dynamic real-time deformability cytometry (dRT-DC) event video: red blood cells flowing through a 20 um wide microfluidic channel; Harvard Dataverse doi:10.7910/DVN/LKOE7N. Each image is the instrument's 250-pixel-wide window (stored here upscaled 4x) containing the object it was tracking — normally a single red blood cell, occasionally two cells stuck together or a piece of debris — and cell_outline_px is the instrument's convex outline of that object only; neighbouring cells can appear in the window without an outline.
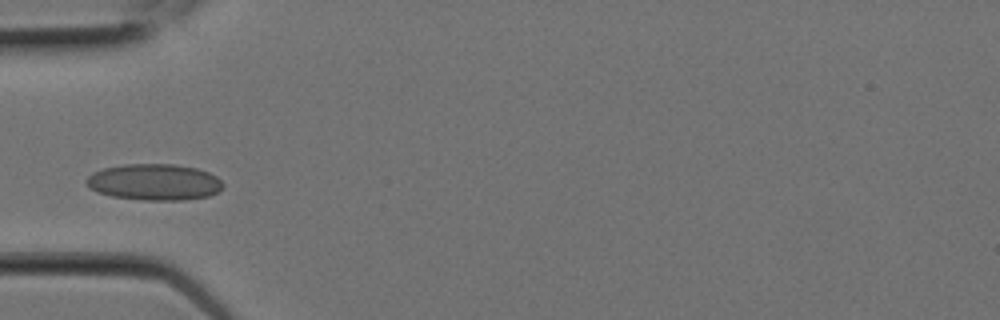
{"species": "Egyptian fruit bat (a non-hibernating species)", "species_latin": "Rousettus aegyptiacus", "temperature_condition": "room temperature", "stored_images_in_passage": 8, "camera_frame_rate_fps": 3000, "um_per_image_px": 0.085, "animal": {"sex": "female"}, "frame": {"image": 1, "passage_image": 5, "time_ms": 1.333, "image_size_px": [1000, 320], "cell_outline_px": [[224, 184], [216, 192], [208, 196], [184, 200], [144, 200], [112, 196], [100, 192], [92, 188], [84, 180], [92, 172], [104, 168], [124, 164], [176, 164], [196, 168], [208, 172], [216, 176]], "centroid_in_image_um": [13.12, 15.47], "position_along_channel_um": 71.9, "area_um2": 28.73}}
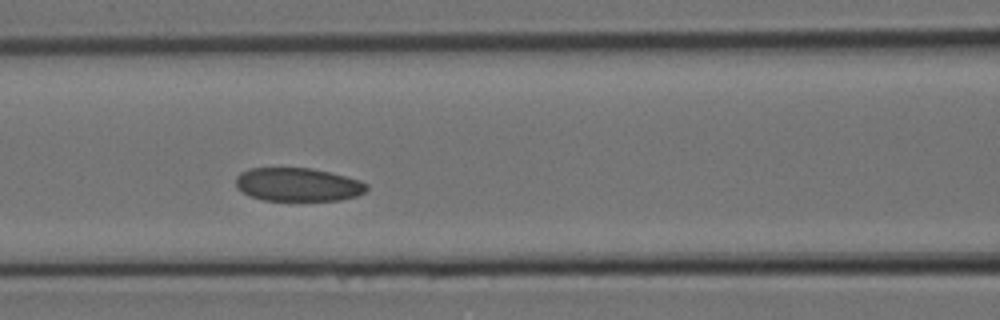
{"frame": {"image": 2, "passage_image": 7, "time_ms": 2.0, "image_size_px": [1000, 320], "cell_outline_px": [[368, 188], [364, 192], [356, 196], [340, 200], [264, 200], [252, 196], [236, 188], [236, 176], [240, 172], [248, 168], [312, 168], [360, 180], [368, 184]], "centroid_in_image_um": [25.31, 15.68], "position_along_channel_um": 141.3, "area_um2": 25.37}}
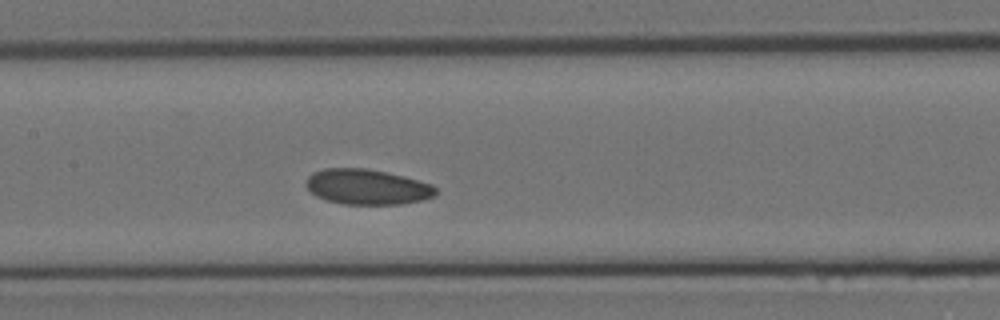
{"frame": {"image": 3, "passage_image": 8, "time_ms": 2.333, "image_size_px": [1000, 320], "cell_outline_px": [[436, 196], [424, 200], [400, 204], [344, 204], [328, 200], [316, 196], [304, 184], [308, 176], [312, 172], [324, 168], [364, 168], [388, 172], [432, 184], [436, 188]], "centroid_in_image_um": [31.21, 15.88], "position_along_channel_um": 176.2, "area_um2": 26.76}}